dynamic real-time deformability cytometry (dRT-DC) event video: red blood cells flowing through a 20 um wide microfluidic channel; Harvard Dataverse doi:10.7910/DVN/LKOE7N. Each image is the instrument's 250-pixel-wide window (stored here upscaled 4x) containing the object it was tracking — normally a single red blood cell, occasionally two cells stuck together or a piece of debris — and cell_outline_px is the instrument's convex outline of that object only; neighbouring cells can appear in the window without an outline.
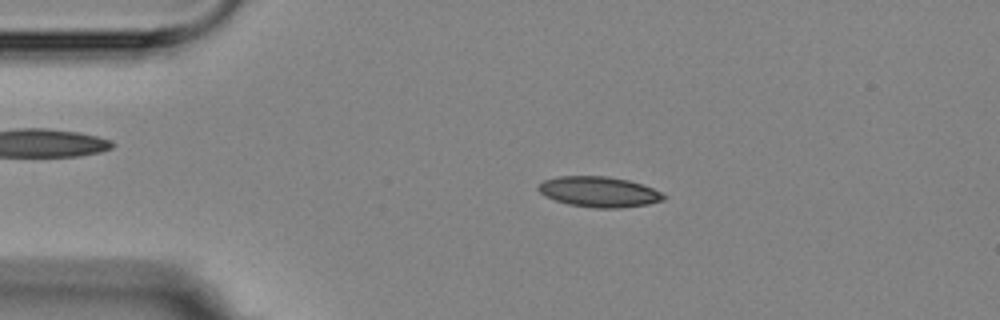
{"species": "Egyptian fruit bat (a non-hibernating species)", "species_latin": "Rousettus aegyptiacus", "temperature_condition": "room temperature", "stored_images_in_passage": 7, "camera_frame_rate_fps": 3000, "um_per_image_px": 0.085, "animal": {"sex": "female"}, "frame": {"image": 1, "passage_image": 2, "time_ms": 1.333, "image_size_px": [1000, 320], "cell_outline_px": [[668, 196], [664, 200], [648, 204], [620, 208], [592, 208], [568, 204], [556, 200], [540, 192], [536, 188], [544, 180], [560, 176], [608, 176], [628, 180], [652, 188]], "centroid_in_image_um": [50.94, 16.31], "position_along_channel_um": 34.1, "area_um2": 22.14}}
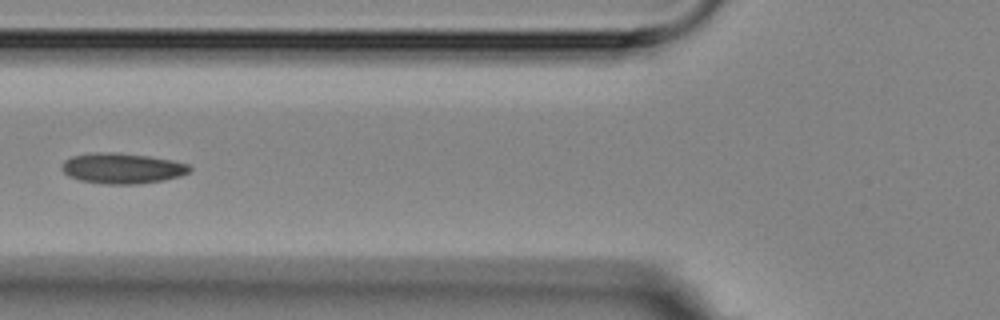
{"frame": {"image": 2, "passage_image": 5, "time_ms": 4.667, "image_size_px": [1000, 320], "cell_outline_px": [[192, 168], [188, 172], [180, 176], [164, 180], [136, 184], [104, 184], [80, 180], [68, 176], [60, 168], [64, 160], [72, 156], [92, 152], [120, 152], [148, 156], [172, 160], [188, 164]], "centroid_in_image_um": [10.36, 14.3], "position_along_channel_um": 115.4, "area_um2": 22.89}}
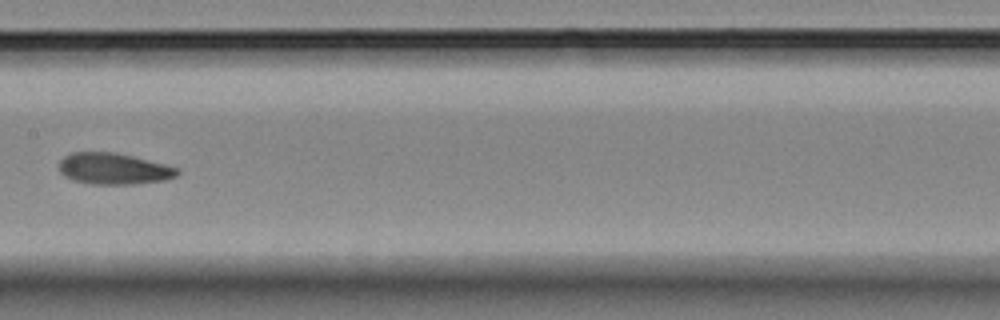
{"frame": {"image": 3, "passage_image": 7, "time_ms": 7.0, "image_size_px": [1000, 320], "cell_outline_px": [[180, 172], [176, 176], [164, 180], [132, 184], [92, 184], [72, 180], [64, 176], [60, 172], [60, 160], [64, 156], [72, 152], [112, 152], [132, 156], [180, 168]], "centroid_in_image_um": [9.65, 14.34], "position_along_channel_um": 197.7, "area_um2": 21.5}}